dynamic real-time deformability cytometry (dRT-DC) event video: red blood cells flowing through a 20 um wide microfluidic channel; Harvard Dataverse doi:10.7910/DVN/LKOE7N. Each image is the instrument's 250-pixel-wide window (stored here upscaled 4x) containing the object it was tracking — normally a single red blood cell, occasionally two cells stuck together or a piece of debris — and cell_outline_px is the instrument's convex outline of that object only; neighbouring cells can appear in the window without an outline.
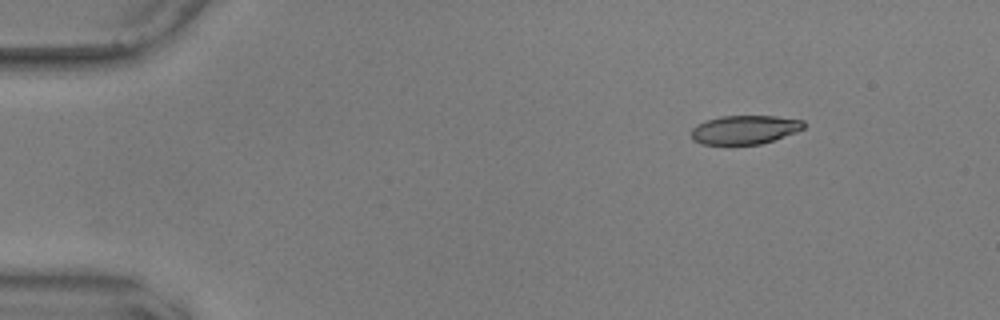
{"species": "common noctule bat (a hibernating species)", "species_latin": "Nyctalus noctula", "temperature_condition": "warm", "stored_images_in_passage": 50, "camera_frame_rate_fps": 3000, "um_per_image_px": 0.085, "animal": {"sex": "male", "body_mass_g": 17.9, "forearm_length_mm": 54.2}, "frame": {"image": 1, "passage_image": 1, "time_ms": 0.0, "image_size_px": [1000, 320], "cell_outline_px": [[808, 124], [804, 128], [796, 132], [760, 144], [700, 144], [692, 140], [692, 128], [696, 124], [720, 116], [776, 116], [804, 120]], "centroid_in_image_um": [63.32, 11.01], "position_along_channel_um": 21.7, "area_um2": 18.9}}
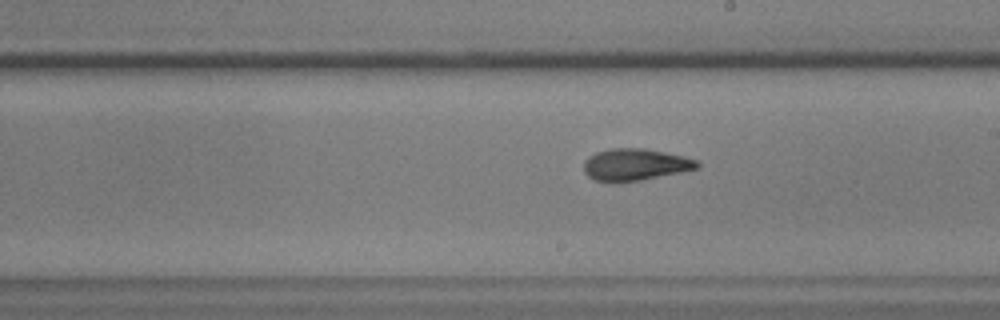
{"frame": {"image": 2, "passage_image": 26, "time_ms": 8.333, "image_size_px": [1000, 320], "cell_outline_px": [[700, 168], [640, 180], [592, 180], [584, 172], [584, 160], [588, 156], [596, 152], [612, 148], [644, 148], [684, 156], [700, 160]], "centroid_in_image_um": [54.02, 13.96], "position_along_channel_um": 235.0, "area_um2": 20.81}}
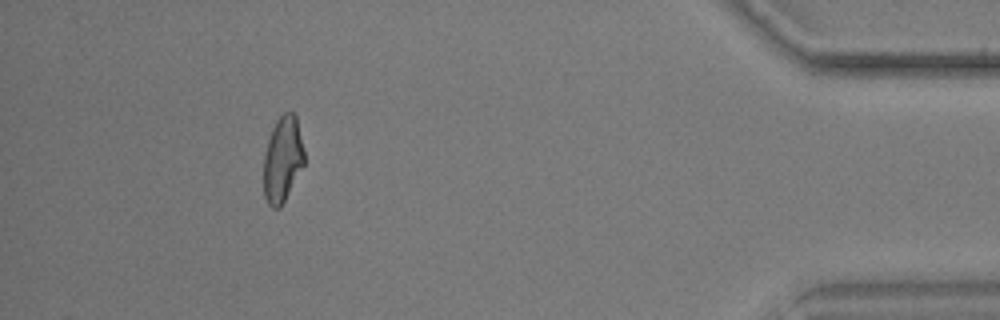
{"frame": {"image": 3, "passage_image": 45, "time_ms": 14.667, "image_size_px": [1000, 320], "cell_outline_px": [[304, 164], [280, 208], [272, 208], [268, 204], [264, 196], [264, 156], [268, 140], [272, 128], [276, 120], [284, 112], [292, 112], [296, 116], [304, 152]], "centroid_in_image_um": [24.01, 13.54], "position_along_channel_um": 411.2, "area_um2": 20.06}, "authors_computed_cell_mechanics": {"area_um2": 20.8658, "velocity_mm_per_s": 3.6188, "shape_relaxation_time_tau1_ms": 7.85, "shape_relaxation_time_tau2_ms": 2.085, "deformation_change_tau1": 0.2022, "deformation_change_tau2": 0.095}}